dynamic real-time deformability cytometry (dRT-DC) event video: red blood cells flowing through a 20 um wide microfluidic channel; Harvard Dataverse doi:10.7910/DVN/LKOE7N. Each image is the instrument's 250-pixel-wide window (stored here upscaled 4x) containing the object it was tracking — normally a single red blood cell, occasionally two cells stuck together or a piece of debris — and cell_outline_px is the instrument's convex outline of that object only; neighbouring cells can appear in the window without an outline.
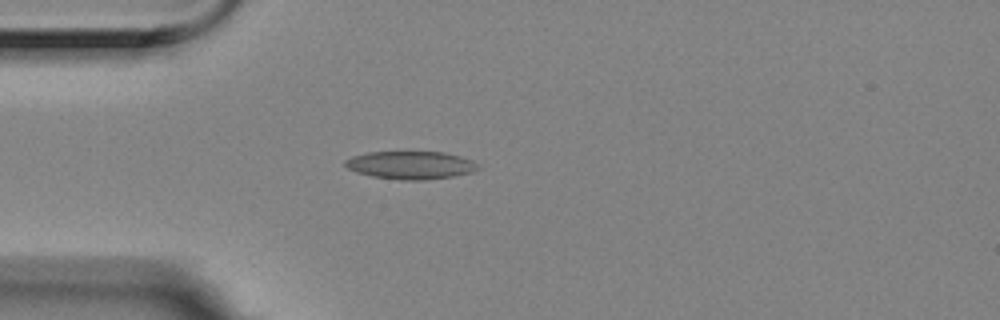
{"species": "Egyptian fruit bat (a non-hibernating species)", "species_latin": "Rousettus aegyptiacus", "temperature_condition": "room temperature", "stored_images_in_passage": 1, "camera_frame_rate_fps": 3000, "um_per_image_px": 0.085, "animal": {"sex": "female"}, "frame": {"image": 1, "passage_image": 1, "time_ms": 0.0, "image_size_px": [1000, 320], "cell_outline_px": [[480, 168], [472, 172], [452, 176], [424, 180], [400, 180], [372, 176], [356, 172], [348, 168], [344, 164], [344, 160], [352, 156], [368, 152], [444, 152], [460, 156], [472, 160], [480, 164]], "centroid_in_image_um": [34.92, 14.03], "position_along_channel_um": 50.1, "area_um2": 21.68}}